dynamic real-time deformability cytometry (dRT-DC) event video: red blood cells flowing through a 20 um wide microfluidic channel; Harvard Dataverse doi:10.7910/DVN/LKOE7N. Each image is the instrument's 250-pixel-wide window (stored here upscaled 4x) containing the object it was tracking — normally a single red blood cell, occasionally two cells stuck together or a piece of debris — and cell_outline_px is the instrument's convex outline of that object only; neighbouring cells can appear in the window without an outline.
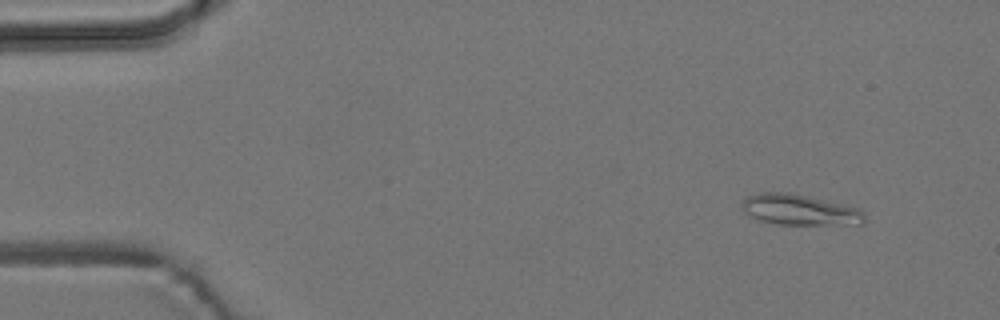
{"species": "common noctule bat (a hibernating species)", "species_latin": "Nyctalus noctula", "temperature_condition": "room temperature", "stored_images_in_passage": 4, "camera_frame_rate_fps": 3000, "um_per_image_px": 0.085, "animal": {"sex": "male", "body_mass_g": 19.2, "forearm_length_mm": 51.8}, "frame": {"image": 1, "passage_image": 1, "time_ms": 0.0, "image_size_px": [1000, 320], "cell_outline_px": [[864, 224], [776, 224], [760, 220], [748, 216], [744, 212], [744, 200], [748, 196], [760, 192], [788, 192], [840, 204], [856, 208], [864, 212]], "centroid_in_image_um": [67.94, 17.84], "position_along_channel_um": 17.1, "area_um2": 21.44}}